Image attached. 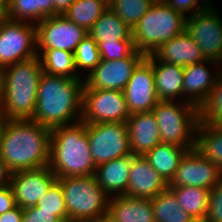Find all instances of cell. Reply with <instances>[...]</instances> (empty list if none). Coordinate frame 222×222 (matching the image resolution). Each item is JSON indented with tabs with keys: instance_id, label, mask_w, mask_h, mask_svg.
Instances as JSON below:
<instances>
[{
	"instance_id": "603a6c76",
	"label": "cell",
	"mask_w": 222,
	"mask_h": 222,
	"mask_svg": "<svg viewBox=\"0 0 222 222\" xmlns=\"http://www.w3.org/2000/svg\"><path fill=\"white\" fill-rule=\"evenodd\" d=\"M153 72L159 101H174L180 96L181 98L184 97V67L166 64L153 55Z\"/></svg>"
},
{
	"instance_id": "74e56055",
	"label": "cell",
	"mask_w": 222,
	"mask_h": 222,
	"mask_svg": "<svg viewBox=\"0 0 222 222\" xmlns=\"http://www.w3.org/2000/svg\"><path fill=\"white\" fill-rule=\"evenodd\" d=\"M22 220H29L34 222H61L54 215V212L39 211L37 206L24 208Z\"/></svg>"
},
{
	"instance_id": "7bdbcfd3",
	"label": "cell",
	"mask_w": 222,
	"mask_h": 222,
	"mask_svg": "<svg viewBox=\"0 0 222 222\" xmlns=\"http://www.w3.org/2000/svg\"><path fill=\"white\" fill-rule=\"evenodd\" d=\"M75 0H53L54 16L62 15Z\"/></svg>"
},
{
	"instance_id": "bcb514c9",
	"label": "cell",
	"mask_w": 222,
	"mask_h": 222,
	"mask_svg": "<svg viewBox=\"0 0 222 222\" xmlns=\"http://www.w3.org/2000/svg\"><path fill=\"white\" fill-rule=\"evenodd\" d=\"M7 7V0H0V11L5 12Z\"/></svg>"
},
{
	"instance_id": "ba28073f",
	"label": "cell",
	"mask_w": 222,
	"mask_h": 222,
	"mask_svg": "<svg viewBox=\"0 0 222 222\" xmlns=\"http://www.w3.org/2000/svg\"><path fill=\"white\" fill-rule=\"evenodd\" d=\"M86 132L96 167L110 160L132 155L126 122L86 123Z\"/></svg>"
},
{
	"instance_id": "ee69618b",
	"label": "cell",
	"mask_w": 222,
	"mask_h": 222,
	"mask_svg": "<svg viewBox=\"0 0 222 222\" xmlns=\"http://www.w3.org/2000/svg\"><path fill=\"white\" fill-rule=\"evenodd\" d=\"M93 222H117L109 213L100 215Z\"/></svg>"
},
{
	"instance_id": "8d00e7d4",
	"label": "cell",
	"mask_w": 222,
	"mask_h": 222,
	"mask_svg": "<svg viewBox=\"0 0 222 222\" xmlns=\"http://www.w3.org/2000/svg\"><path fill=\"white\" fill-rule=\"evenodd\" d=\"M203 222H222V179L210 190L208 210Z\"/></svg>"
},
{
	"instance_id": "4316f807",
	"label": "cell",
	"mask_w": 222,
	"mask_h": 222,
	"mask_svg": "<svg viewBox=\"0 0 222 222\" xmlns=\"http://www.w3.org/2000/svg\"><path fill=\"white\" fill-rule=\"evenodd\" d=\"M95 41L133 40L132 30L109 7L88 32Z\"/></svg>"
},
{
	"instance_id": "d6a6232c",
	"label": "cell",
	"mask_w": 222,
	"mask_h": 222,
	"mask_svg": "<svg viewBox=\"0 0 222 222\" xmlns=\"http://www.w3.org/2000/svg\"><path fill=\"white\" fill-rule=\"evenodd\" d=\"M73 54L75 67L80 76L81 70L85 69L90 74L101 61L97 42L90 34L78 44Z\"/></svg>"
},
{
	"instance_id": "cb8c5ba5",
	"label": "cell",
	"mask_w": 222,
	"mask_h": 222,
	"mask_svg": "<svg viewBox=\"0 0 222 222\" xmlns=\"http://www.w3.org/2000/svg\"><path fill=\"white\" fill-rule=\"evenodd\" d=\"M187 151L188 149L182 146L160 143L143 157L169 184L178 169L180 160Z\"/></svg>"
},
{
	"instance_id": "3957f363",
	"label": "cell",
	"mask_w": 222,
	"mask_h": 222,
	"mask_svg": "<svg viewBox=\"0 0 222 222\" xmlns=\"http://www.w3.org/2000/svg\"><path fill=\"white\" fill-rule=\"evenodd\" d=\"M42 73L38 55L2 69L0 113L4 120L32 119Z\"/></svg>"
},
{
	"instance_id": "7dc6e473",
	"label": "cell",
	"mask_w": 222,
	"mask_h": 222,
	"mask_svg": "<svg viewBox=\"0 0 222 222\" xmlns=\"http://www.w3.org/2000/svg\"><path fill=\"white\" fill-rule=\"evenodd\" d=\"M214 124L222 129V116Z\"/></svg>"
},
{
	"instance_id": "60d3db41",
	"label": "cell",
	"mask_w": 222,
	"mask_h": 222,
	"mask_svg": "<svg viewBox=\"0 0 222 222\" xmlns=\"http://www.w3.org/2000/svg\"><path fill=\"white\" fill-rule=\"evenodd\" d=\"M23 218V209L15 206L13 209L0 215V222H21Z\"/></svg>"
},
{
	"instance_id": "ab89813d",
	"label": "cell",
	"mask_w": 222,
	"mask_h": 222,
	"mask_svg": "<svg viewBox=\"0 0 222 222\" xmlns=\"http://www.w3.org/2000/svg\"><path fill=\"white\" fill-rule=\"evenodd\" d=\"M16 206L13 191L10 185L0 188V215Z\"/></svg>"
},
{
	"instance_id": "7a4b0ae2",
	"label": "cell",
	"mask_w": 222,
	"mask_h": 222,
	"mask_svg": "<svg viewBox=\"0 0 222 222\" xmlns=\"http://www.w3.org/2000/svg\"><path fill=\"white\" fill-rule=\"evenodd\" d=\"M83 87L84 78H68L43 72L31 120L51 130L81 121Z\"/></svg>"
},
{
	"instance_id": "d6986e66",
	"label": "cell",
	"mask_w": 222,
	"mask_h": 222,
	"mask_svg": "<svg viewBox=\"0 0 222 222\" xmlns=\"http://www.w3.org/2000/svg\"><path fill=\"white\" fill-rule=\"evenodd\" d=\"M131 153L144 156L161 143L158 123L153 112L131 114L126 122Z\"/></svg>"
},
{
	"instance_id": "484cf974",
	"label": "cell",
	"mask_w": 222,
	"mask_h": 222,
	"mask_svg": "<svg viewBox=\"0 0 222 222\" xmlns=\"http://www.w3.org/2000/svg\"><path fill=\"white\" fill-rule=\"evenodd\" d=\"M204 158L222 171V129L214 123H198L195 147Z\"/></svg>"
},
{
	"instance_id": "5b68a950",
	"label": "cell",
	"mask_w": 222,
	"mask_h": 222,
	"mask_svg": "<svg viewBox=\"0 0 222 222\" xmlns=\"http://www.w3.org/2000/svg\"><path fill=\"white\" fill-rule=\"evenodd\" d=\"M186 19L165 1H155L132 29L136 51L145 56L153 54L162 44L185 31Z\"/></svg>"
},
{
	"instance_id": "30bf717a",
	"label": "cell",
	"mask_w": 222,
	"mask_h": 222,
	"mask_svg": "<svg viewBox=\"0 0 222 222\" xmlns=\"http://www.w3.org/2000/svg\"><path fill=\"white\" fill-rule=\"evenodd\" d=\"M130 115L123 91L83 89L82 122H127Z\"/></svg>"
},
{
	"instance_id": "8992f818",
	"label": "cell",
	"mask_w": 222,
	"mask_h": 222,
	"mask_svg": "<svg viewBox=\"0 0 222 222\" xmlns=\"http://www.w3.org/2000/svg\"><path fill=\"white\" fill-rule=\"evenodd\" d=\"M57 181L62 187L68 222H93L107 213L110 197L99 186L95 174Z\"/></svg>"
},
{
	"instance_id": "f907efd6",
	"label": "cell",
	"mask_w": 222,
	"mask_h": 222,
	"mask_svg": "<svg viewBox=\"0 0 222 222\" xmlns=\"http://www.w3.org/2000/svg\"><path fill=\"white\" fill-rule=\"evenodd\" d=\"M4 121H5V120H4L3 116H2L1 113H0V131H1L2 124H3Z\"/></svg>"
},
{
	"instance_id": "44dd1931",
	"label": "cell",
	"mask_w": 222,
	"mask_h": 222,
	"mask_svg": "<svg viewBox=\"0 0 222 222\" xmlns=\"http://www.w3.org/2000/svg\"><path fill=\"white\" fill-rule=\"evenodd\" d=\"M132 155L110 160L96 167L99 186L109 197L125 195L128 188Z\"/></svg>"
},
{
	"instance_id": "8fae6325",
	"label": "cell",
	"mask_w": 222,
	"mask_h": 222,
	"mask_svg": "<svg viewBox=\"0 0 222 222\" xmlns=\"http://www.w3.org/2000/svg\"><path fill=\"white\" fill-rule=\"evenodd\" d=\"M185 30L206 60L222 63V19L217 10H202L187 17Z\"/></svg>"
},
{
	"instance_id": "2e32d148",
	"label": "cell",
	"mask_w": 222,
	"mask_h": 222,
	"mask_svg": "<svg viewBox=\"0 0 222 222\" xmlns=\"http://www.w3.org/2000/svg\"><path fill=\"white\" fill-rule=\"evenodd\" d=\"M57 180L49 166L34 170H20L11 174L10 186L15 204L22 209L36 206Z\"/></svg>"
},
{
	"instance_id": "681fc988",
	"label": "cell",
	"mask_w": 222,
	"mask_h": 222,
	"mask_svg": "<svg viewBox=\"0 0 222 222\" xmlns=\"http://www.w3.org/2000/svg\"><path fill=\"white\" fill-rule=\"evenodd\" d=\"M1 89H2V69H0V102H1Z\"/></svg>"
},
{
	"instance_id": "277c9868",
	"label": "cell",
	"mask_w": 222,
	"mask_h": 222,
	"mask_svg": "<svg viewBox=\"0 0 222 222\" xmlns=\"http://www.w3.org/2000/svg\"><path fill=\"white\" fill-rule=\"evenodd\" d=\"M49 167L57 179L95 174L86 123L79 121L51 130Z\"/></svg>"
},
{
	"instance_id": "83f0119b",
	"label": "cell",
	"mask_w": 222,
	"mask_h": 222,
	"mask_svg": "<svg viewBox=\"0 0 222 222\" xmlns=\"http://www.w3.org/2000/svg\"><path fill=\"white\" fill-rule=\"evenodd\" d=\"M180 206L196 221L203 222L208 210L209 189L193 186L169 188Z\"/></svg>"
},
{
	"instance_id": "5bb4252c",
	"label": "cell",
	"mask_w": 222,
	"mask_h": 222,
	"mask_svg": "<svg viewBox=\"0 0 222 222\" xmlns=\"http://www.w3.org/2000/svg\"><path fill=\"white\" fill-rule=\"evenodd\" d=\"M222 179V171L196 149L188 150L180 160L178 169L168 188L193 186L211 190Z\"/></svg>"
},
{
	"instance_id": "e0dca14e",
	"label": "cell",
	"mask_w": 222,
	"mask_h": 222,
	"mask_svg": "<svg viewBox=\"0 0 222 222\" xmlns=\"http://www.w3.org/2000/svg\"><path fill=\"white\" fill-rule=\"evenodd\" d=\"M168 188V184L143 156L132 154L128 188L125 195L153 199Z\"/></svg>"
},
{
	"instance_id": "c3c4849f",
	"label": "cell",
	"mask_w": 222,
	"mask_h": 222,
	"mask_svg": "<svg viewBox=\"0 0 222 222\" xmlns=\"http://www.w3.org/2000/svg\"><path fill=\"white\" fill-rule=\"evenodd\" d=\"M6 18V16H5V12H1L0 11V26H1V24H2V22H3V20Z\"/></svg>"
},
{
	"instance_id": "836d02e7",
	"label": "cell",
	"mask_w": 222,
	"mask_h": 222,
	"mask_svg": "<svg viewBox=\"0 0 222 222\" xmlns=\"http://www.w3.org/2000/svg\"><path fill=\"white\" fill-rule=\"evenodd\" d=\"M36 206L39 211L54 212L61 222H68L62 187L57 180L51 185L48 192L38 200Z\"/></svg>"
},
{
	"instance_id": "9c48e42d",
	"label": "cell",
	"mask_w": 222,
	"mask_h": 222,
	"mask_svg": "<svg viewBox=\"0 0 222 222\" xmlns=\"http://www.w3.org/2000/svg\"><path fill=\"white\" fill-rule=\"evenodd\" d=\"M37 56L36 24L5 18L0 26V69Z\"/></svg>"
},
{
	"instance_id": "f6af8a7d",
	"label": "cell",
	"mask_w": 222,
	"mask_h": 222,
	"mask_svg": "<svg viewBox=\"0 0 222 222\" xmlns=\"http://www.w3.org/2000/svg\"><path fill=\"white\" fill-rule=\"evenodd\" d=\"M207 2H208V0H207ZM207 2L206 3L205 2L201 3V1L198 0V12L202 11V10H216V8H213V4H211L209 2L207 3ZM201 4H203V5H201Z\"/></svg>"
},
{
	"instance_id": "f546056e",
	"label": "cell",
	"mask_w": 222,
	"mask_h": 222,
	"mask_svg": "<svg viewBox=\"0 0 222 222\" xmlns=\"http://www.w3.org/2000/svg\"><path fill=\"white\" fill-rule=\"evenodd\" d=\"M108 7L107 0H75L63 16L89 32Z\"/></svg>"
},
{
	"instance_id": "816d5d0a",
	"label": "cell",
	"mask_w": 222,
	"mask_h": 222,
	"mask_svg": "<svg viewBox=\"0 0 222 222\" xmlns=\"http://www.w3.org/2000/svg\"><path fill=\"white\" fill-rule=\"evenodd\" d=\"M21 222H34V221L22 220Z\"/></svg>"
},
{
	"instance_id": "7402d4cb",
	"label": "cell",
	"mask_w": 222,
	"mask_h": 222,
	"mask_svg": "<svg viewBox=\"0 0 222 222\" xmlns=\"http://www.w3.org/2000/svg\"><path fill=\"white\" fill-rule=\"evenodd\" d=\"M117 222H155L151 199L127 195L110 197L108 211Z\"/></svg>"
},
{
	"instance_id": "e575fe53",
	"label": "cell",
	"mask_w": 222,
	"mask_h": 222,
	"mask_svg": "<svg viewBox=\"0 0 222 222\" xmlns=\"http://www.w3.org/2000/svg\"><path fill=\"white\" fill-rule=\"evenodd\" d=\"M222 116V72L218 76L207 100L199 108V120L215 123Z\"/></svg>"
},
{
	"instance_id": "52a82bcc",
	"label": "cell",
	"mask_w": 222,
	"mask_h": 222,
	"mask_svg": "<svg viewBox=\"0 0 222 222\" xmlns=\"http://www.w3.org/2000/svg\"><path fill=\"white\" fill-rule=\"evenodd\" d=\"M159 101L152 112L159 128L161 143L193 150L199 123V108L189 102Z\"/></svg>"
},
{
	"instance_id": "7c38bea8",
	"label": "cell",
	"mask_w": 222,
	"mask_h": 222,
	"mask_svg": "<svg viewBox=\"0 0 222 222\" xmlns=\"http://www.w3.org/2000/svg\"><path fill=\"white\" fill-rule=\"evenodd\" d=\"M123 92L130 114L153 110L159 102L153 72V54L147 55L133 70Z\"/></svg>"
},
{
	"instance_id": "d590c367",
	"label": "cell",
	"mask_w": 222,
	"mask_h": 222,
	"mask_svg": "<svg viewBox=\"0 0 222 222\" xmlns=\"http://www.w3.org/2000/svg\"><path fill=\"white\" fill-rule=\"evenodd\" d=\"M101 60H119L131 56L135 51L134 40H118L117 42L96 41Z\"/></svg>"
},
{
	"instance_id": "ffe728a7",
	"label": "cell",
	"mask_w": 222,
	"mask_h": 222,
	"mask_svg": "<svg viewBox=\"0 0 222 222\" xmlns=\"http://www.w3.org/2000/svg\"><path fill=\"white\" fill-rule=\"evenodd\" d=\"M153 55L166 64L187 67L206 60L200 46L185 30L173 39L162 44Z\"/></svg>"
},
{
	"instance_id": "d4e9b609",
	"label": "cell",
	"mask_w": 222,
	"mask_h": 222,
	"mask_svg": "<svg viewBox=\"0 0 222 222\" xmlns=\"http://www.w3.org/2000/svg\"><path fill=\"white\" fill-rule=\"evenodd\" d=\"M6 18L37 24L54 16L53 0H7Z\"/></svg>"
},
{
	"instance_id": "ac0fdd59",
	"label": "cell",
	"mask_w": 222,
	"mask_h": 222,
	"mask_svg": "<svg viewBox=\"0 0 222 222\" xmlns=\"http://www.w3.org/2000/svg\"><path fill=\"white\" fill-rule=\"evenodd\" d=\"M207 64L220 65L218 62L215 61L205 60L203 62L184 67V101L189 102L197 106L198 108H200L201 105L207 100L209 93L213 89L218 76L222 72V70L218 67V70L220 72L217 70V73L215 71V74H211Z\"/></svg>"
},
{
	"instance_id": "f35d334b",
	"label": "cell",
	"mask_w": 222,
	"mask_h": 222,
	"mask_svg": "<svg viewBox=\"0 0 222 222\" xmlns=\"http://www.w3.org/2000/svg\"><path fill=\"white\" fill-rule=\"evenodd\" d=\"M165 2L175 11L180 12L185 17L198 12V0H165ZM186 13L188 15H186Z\"/></svg>"
},
{
	"instance_id": "f1b7e54d",
	"label": "cell",
	"mask_w": 222,
	"mask_h": 222,
	"mask_svg": "<svg viewBox=\"0 0 222 222\" xmlns=\"http://www.w3.org/2000/svg\"><path fill=\"white\" fill-rule=\"evenodd\" d=\"M37 55L40 57L42 69L45 73L68 78H84V76L77 73L74 54L70 51L37 49Z\"/></svg>"
},
{
	"instance_id": "1f68e13d",
	"label": "cell",
	"mask_w": 222,
	"mask_h": 222,
	"mask_svg": "<svg viewBox=\"0 0 222 222\" xmlns=\"http://www.w3.org/2000/svg\"><path fill=\"white\" fill-rule=\"evenodd\" d=\"M155 0H110L109 8L132 30Z\"/></svg>"
},
{
	"instance_id": "b9f144b4",
	"label": "cell",
	"mask_w": 222,
	"mask_h": 222,
	"mask_svg": "<svg viewBox=\"0 0 222 222\" xmlns=\"http://www.w3.org/2000/svg\"><path fill=\"white\" fill-rule=\"evenodd\" d=\"M12 172L0 158V188L10 185Z\"/></svg>"
},
{
	"instance_id": "4fadbf2b",
	"label": "cell",
	"mask_w": 222,
	"mask_h": 222,
	"mask_svg": "<svg viewBox=\"0 0 222 222\" xmlns=\"http://www.w3.org/2000/svg\"><path fill=\"white\" fill-rule=\"evenodd\" d=\"M88 34L63 14L47 17L36 24L37 49H58L74 53Z\"/></svg>"
},
{
	"instance_id": "4dcf8cb0",
	"label": "cell",
	"mask_w": 222,
	"mask_h": 222,
	"mask_svg": "<svg viewBox=\"0 0 222 222\" xmlns=\"http://www.w3.org/2000/svg\"><path fill=\"white\" fill-rule=\"evenodd\" d=\"M155 222H196L178 203L174 193L167 188L153 199Z\"/></svg>"
},
{
	"instance_id": "9a60e30c",
	"label": "cell",
	"mask_w": 222,
	"mask_h": 222,
	"mask_svg": "<svg viewBox=\"0 0 222 222\" xmlns=\"http://www.w3.org/2000/svg\"><path fill=\"white\" fill-rule=\"evenodd\" d=\"M145 57L142 52L135 51L124 59L101 60L90 74L84 76L83 89L123 91L133 70Z\"/></svg>"
},
{
	"instance_id": "6da1fadb",
	"label": "cell",
	"mask_w": 222,
	"mask_h": 222,
	"mask_svg": "<svg viewBox=\"0 0 222 222\" xmlns=\"http://www.w3.org/2000/svg\"><path fill=\"white\" fill-rule=\"evenodd\" d=\"M51 129L31 119L5 120L0 131V158L13 173L49 166Z\"/></svg>"
}]
</instances>
